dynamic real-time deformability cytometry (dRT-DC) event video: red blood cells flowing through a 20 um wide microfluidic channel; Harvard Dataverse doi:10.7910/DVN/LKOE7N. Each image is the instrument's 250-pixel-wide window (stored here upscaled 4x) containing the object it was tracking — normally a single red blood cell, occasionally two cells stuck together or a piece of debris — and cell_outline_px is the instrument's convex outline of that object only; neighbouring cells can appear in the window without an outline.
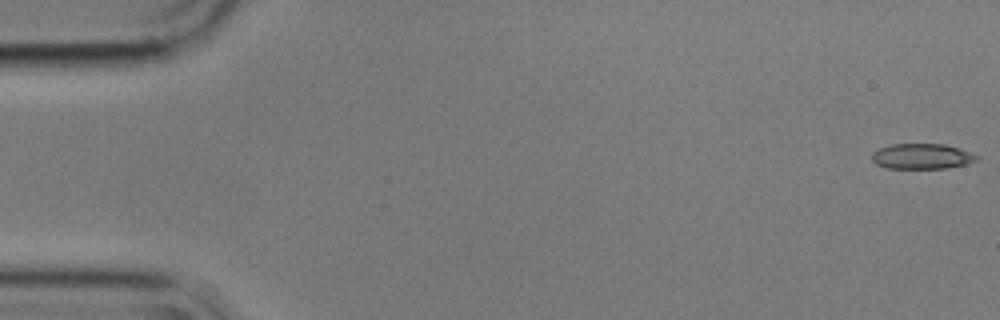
{"species": "common noctule bat (a hibernating species)", "species_latin": "Nyctalus noctula", "temperature_condition": "cold", "stored_images_in_passage": 14, "camera_frame_rate_fps": 3000, "um_per_image_px": 0.085, "animal": {"sex": "male", "body_mass_g": 17.9}, "frame": {"image": 1, "passage_image": 1, "time_ms": 0.0, "image_size_px": [1000, 320], "cell_outline_px": [[980, 156], [976, 160], [968, 164], [948, 168], [888, 168], [876, 164], [872, 160], [872, 152], [880, 148], [892, 144], [944, 144], [960, 148]], "centroid_in_image_um": [78.39, 13.29], "position_along_channel_um": 6.6, "area_um2": 15.55}}
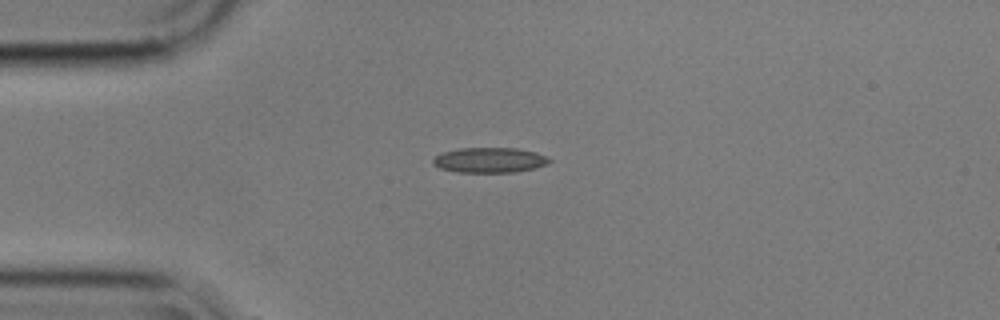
{"frame": {"image": 2, "passage_image": 14, "time_ms": 4.333, "image_size_px": [1000, 320], "cell_outline_px": [[552, 160], [548, 164], [536, 168], [516, 172], [456, 172], [440, 168], [432, 164], [432, 160], [440, 152], [460, 148], [516, 148], [536, 152], [548, 156]], "centroid_in_image_um": [41.63, 13.61], "position_along_channel_um": 43.4, "area_um2": 17.28}}